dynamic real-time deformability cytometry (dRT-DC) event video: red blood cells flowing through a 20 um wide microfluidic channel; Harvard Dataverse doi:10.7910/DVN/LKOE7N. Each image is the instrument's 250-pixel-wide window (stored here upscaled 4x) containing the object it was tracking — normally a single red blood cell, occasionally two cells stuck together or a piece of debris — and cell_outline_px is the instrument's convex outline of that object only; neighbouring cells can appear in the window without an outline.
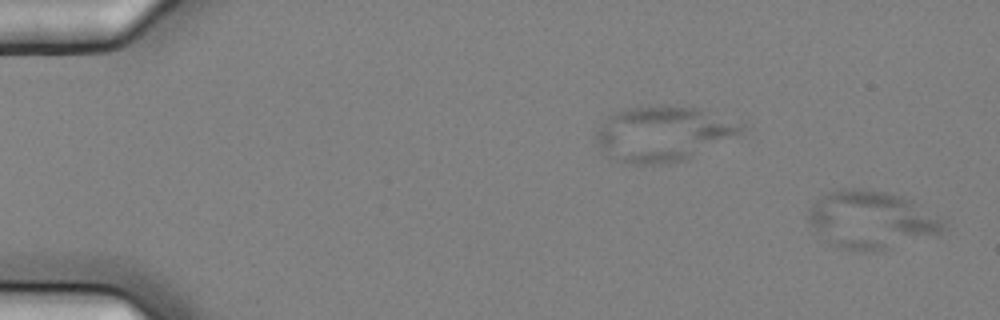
{"species": "common noctule bat (a hibernating species)", "species_latin": "Nyctalus noctula", "temperature_condition": "cold", "stored_images_in_passage": 4, "camera_frame_rate_fps": 3000, "um_per_image_px": 0.085, "animal": {"sex": "female", "body_mass_g": 25.1}, "frame": {"image": 1, "passage_image": 1, "time_ms": 0.0, "image_size_px": [1000, 320], "cell_outline_px": [[944, 228], [936, 236], [884, 248], [860, 252], [844, 248], [832, 244], [808, 220], [808, 208], [812, 204], [824, 196], [832, 192], [844, 188], [860, 188], [888, 192], [912, 200], [940, 216], [944, 224]], "centroid_in_image_um": [74.11, 18.66], "position_along_channel_um": 10.9, "area_um2": 44.56}}
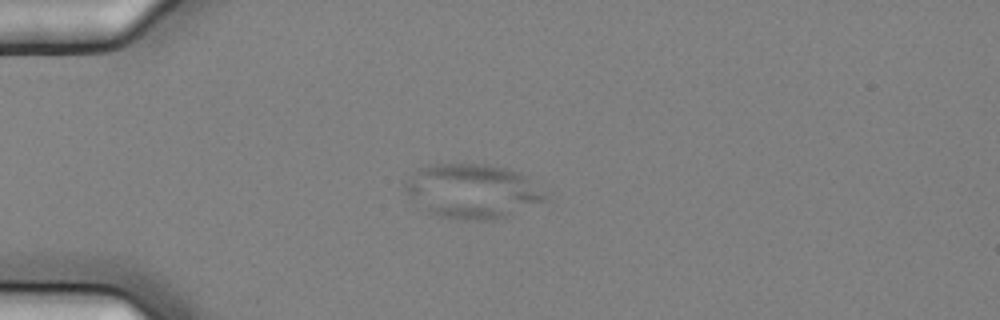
{"frame": {"image": 2, "passage_image": 4, "time_ms": 1.0, "image_size_px": [1000, 320], "cell_outline_px": [[552, 196], [548, 200], [504, 216], [492, 220], [464, 220], [440, 216], [428, 212], [404, 188], [404, 184], [420, 168], [428, 164], [484, 164], [504, 168], [520, 172], [552, 192]], "centroid_in_image_um": [40.29, 16.24], "position_along_channel_um": 44.7, "area_um2": 44.27}}